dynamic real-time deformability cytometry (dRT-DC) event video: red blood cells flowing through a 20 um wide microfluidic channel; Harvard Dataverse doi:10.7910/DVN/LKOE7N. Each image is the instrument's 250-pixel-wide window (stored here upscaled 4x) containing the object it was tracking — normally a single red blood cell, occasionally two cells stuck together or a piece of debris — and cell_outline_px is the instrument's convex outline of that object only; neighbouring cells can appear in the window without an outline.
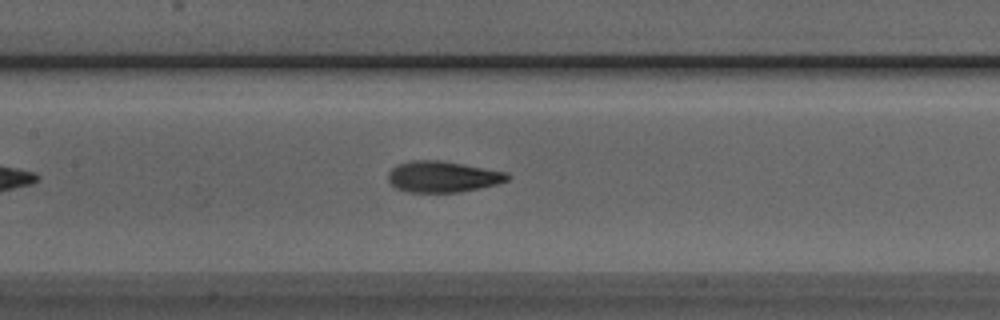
{"species": "Egyptian fruit bat (a non-hibernating species)", "species_latin": "Rousettus aegyptiacus", "temperature_condition": "room temperature", "stored_images_in_passage": 37, "camera_frame_rate_fps": 3000, "um_per_image_px": 0.085, "animal": {"sex": "male"}, "frame": {"image": 1, "passage_image": 13, "time_ms": 4.0, "image_size_px": [1000, 320], "cell_outline_px": [[512, 176], [508, 180], [496, 184], [480, 188], [460, 192], [408, 192], [396, 188], [388, 180], [388, 172], [396, 164], [408, 160], [440, 160], [464, 164], [508, 172]], "centroid_in_image_um": [37.63, 15.01], "position_along_channel_um": 169.8, "area_um2": 21.85}}
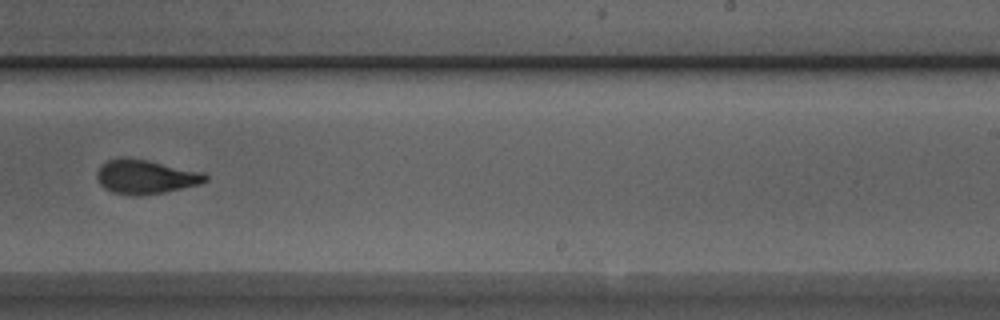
{"frame": {"image": 2, "passage_image": 21, "time_ms": 6.667, "image_size_px": [1000, 320], "cell_outline_px": [[208, 180], [200, 184], [164, 192], [140, 196], [136, 196], [112, 192], [104, 188], [100, 184], [96, 176], [96, 172], [108, 160], [120, 156], [148, 160], [204, 172], [208, 176]], "centroid_in_image_um": [12.38, 15.02], "position_along_channel_um": 276.6, "area_um2": 21.68}}
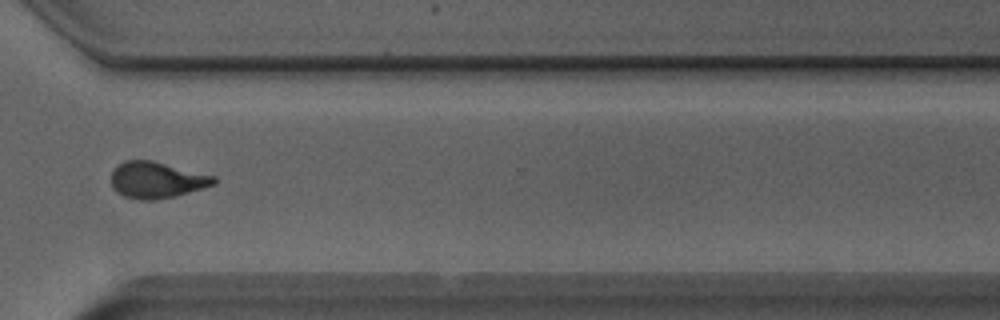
{"frame": {"image": 3, "passage_image": 27, "time_ms": 8.667, "image_size_px": [1000, 320], "cell_outline_px": [[216, 184], [204, 188], [176, 196], [152, 200], [140, 200], [124, 196], [116, 192], [112, 188], [112, 172], [116, 164], [124, 160], [152, 160], [216, 176]], "centroid_in_image_um": [13.31, 15.29], "position_along_channel_um": 357.3, "area_um2": 21.96}, "authors_computed_cell_mechanics": {"area_um2": 21.5016, "velocity_mm_per_s": 4.0228, "shape_relaxation_time_tau1_ms": 5.3543, "shape_relaxation_time_tau2_ms": 1.4528, "deformation_change_tau1": 0.1924, "deformation_change_tau2": 0.087}}